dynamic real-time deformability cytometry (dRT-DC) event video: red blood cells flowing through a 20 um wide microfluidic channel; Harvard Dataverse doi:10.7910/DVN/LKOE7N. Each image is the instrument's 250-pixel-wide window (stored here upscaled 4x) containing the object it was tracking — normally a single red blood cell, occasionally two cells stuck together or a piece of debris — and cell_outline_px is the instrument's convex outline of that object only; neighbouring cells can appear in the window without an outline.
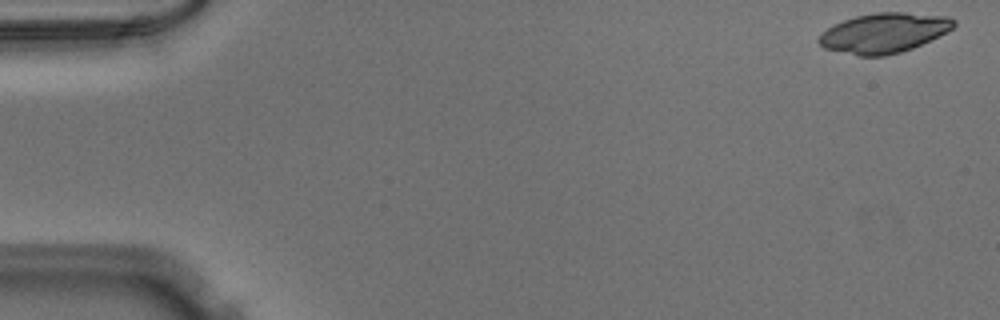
{"species": "Egyptian fruit bat (a non-hibernating species)", "species_latin": "Rousettus aegyptiacus", "temperature_condition": "warm", "stored_images_in_passage": 50, "camera_frame_rate_fps": 3000, "um_per_image_px": 0.085, "animal": {"sex": "male"}, "frame": {"image": 1, "passage_image": 1, "time_ms": 0.0, "image_size_px": [1000, 320], "cell_outline_px": [[956, 24], [948, 32], [912, 48], [900, 52], [884, 56], [860, 56], [824, 48], [816, 40], [832, 24], [856, 16], [876, 12], [904, 12], [948, 16], [956, 20]], "centroid_in_image_um": [75.16, 2.79], "position_along_channel_um": 9.8, "area_um2": 31.27}}
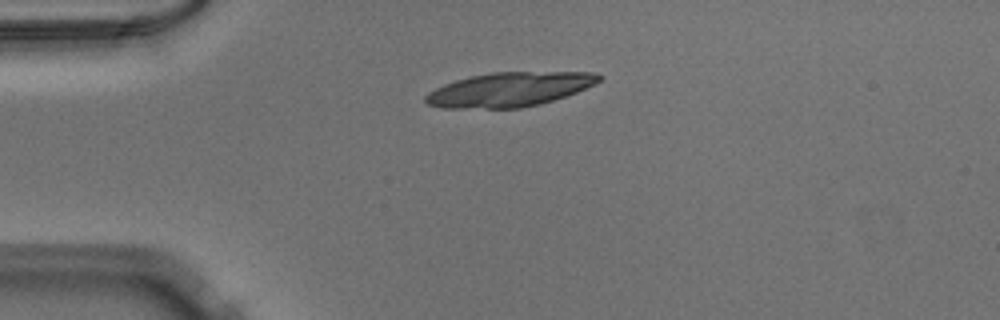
{"frame": {"image": 2, "passage_image": 12, "time_ms": 3.667, "image_size_px": [1000, 320], "cell_outline_px": [[604, 76], [600, 80], [576, 92], [540, 104], [520, 108], [444, 108], [428, 104], [424, 100], [424, 96], [428, 92], [444, 84], [456, 80], [472, 76], [492, 72], [596, 72]], "centroid_in_image_um": [43.28, 7.6], "position_along_channel_um": 41.7, "area_um2": 34.39}}